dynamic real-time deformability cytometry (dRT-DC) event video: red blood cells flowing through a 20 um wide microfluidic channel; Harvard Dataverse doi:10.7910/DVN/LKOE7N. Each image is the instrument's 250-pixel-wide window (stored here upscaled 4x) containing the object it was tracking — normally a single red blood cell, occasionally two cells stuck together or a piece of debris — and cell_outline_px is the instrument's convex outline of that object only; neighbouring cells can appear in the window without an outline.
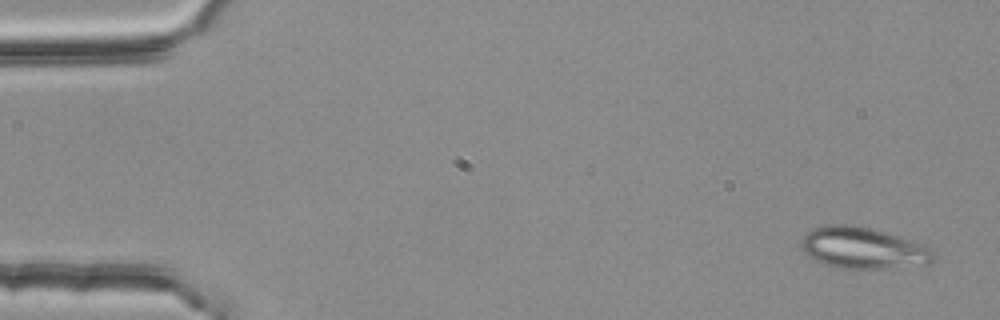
{"species": "common noctule bat (a hibernating species)", "species_latin": "Nyctalus noctula", "temperature_condition": "room temperature", "stored_images_in_passage": 5, "segment_of_instrument_passage": [1, 2], "camera_frame_rate_fps": 3000, "um_per_image_px": 0.085, "animal": {"sex": "female", "body_mass_g": 25.1}, "frame": {"image": 1, "passage_image": 1, "time_ms": 0.0, "image_size_px": [1000, 320], "cell_outline_px": [[936, 260], [928, 264], [880, 268], [840, 268], [824, 264], [808, 256], [800, 248], [800, 240], [812, 228], [828, 224], [852, 224], [888, 232], [932, 248], [936, 252]], "centroid_in_image_um": [73.36, 21.07], "position_along_channel_um": 11.6, "area_um2": 32.14}}